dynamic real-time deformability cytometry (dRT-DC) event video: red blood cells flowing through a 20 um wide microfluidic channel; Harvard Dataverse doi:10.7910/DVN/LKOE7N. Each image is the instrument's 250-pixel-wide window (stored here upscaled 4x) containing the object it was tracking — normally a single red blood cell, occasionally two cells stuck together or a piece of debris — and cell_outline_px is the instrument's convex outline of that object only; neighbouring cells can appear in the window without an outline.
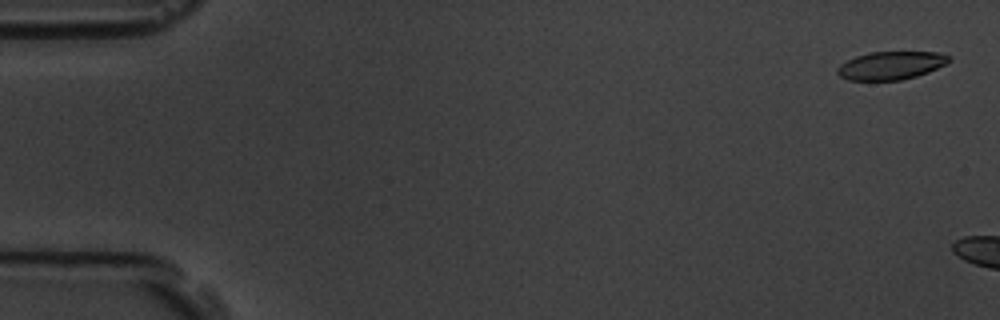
{"species": "common noctule bat (a hibernating species)", "species_latin": "Nyctalus noctula", "temperature_condition": "room temperature", "stored_images_in_passage": 12, "camera_frame_rate_fps": 3000, "um_per_image_px": 0.085, "animal": {"sex": "male", "body_mass_g": 19.5, "forearm_length_mm": 54.6}, "frame": {"image": 1, "passage_image": 2, "time_ms": 0.333, "image_size_px": [1000, 320], "cell_outline_px": [[952, 60], [948, 64], [928, 72], [916, 76], [900, 80], [848, 80], [840, 76], [836, 72], [836, 68], [840, 64], [856, 56], [868, 52], [936, 52], [952, 56]], "centroid_in_image_um": [75.76, 5.56], "position_along_channel_um": 9.2, "area_um2": 18.44}}